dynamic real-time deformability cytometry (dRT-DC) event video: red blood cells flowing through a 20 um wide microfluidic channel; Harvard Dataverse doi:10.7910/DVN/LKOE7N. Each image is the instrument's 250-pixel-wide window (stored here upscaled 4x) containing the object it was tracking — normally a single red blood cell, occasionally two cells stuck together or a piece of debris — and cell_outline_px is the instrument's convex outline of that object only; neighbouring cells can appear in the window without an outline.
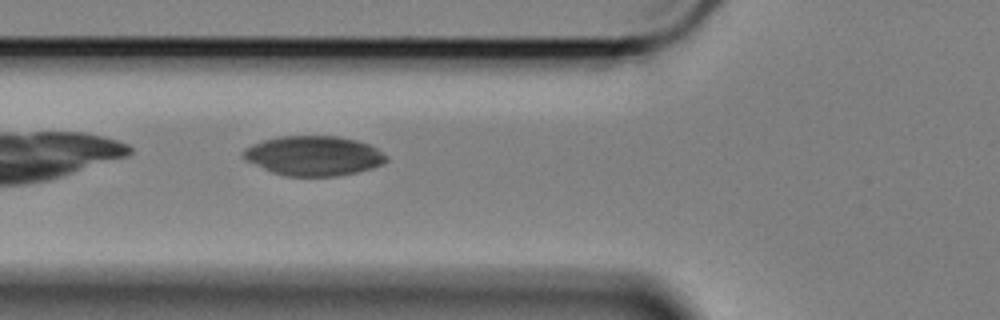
{"species": "Egyptian fruit bat (a non-hibernating species)", "species_latin": "Rousettus aegyptiacus", "temperature_condition": "cold", "stored_images_in_passage": 38, "camera_frame_rate_fps": 3000, "um_per_image_px": 0.085, "animal": {"sex": "female"}, "frame": {"image": 1, "passage_image": 5, "time_ms": 1.333, "image_size_px": [1000, 320], "cell_outline_px": [[388, 160], [372, 168], [356, 172], [336, 176], [284, 176], [272, 172], [244, 160], [240, 156], [240, 152], [244, 148], [252, 144], [264, 140], [280, 136], [340, 136], [356, 140], [368, 144], [376, 148], [388, 156]], "centroid_in_image_um": [26.61, 13.24], "position_along_channel_um": 99.2, "area_um2": 33.23}}
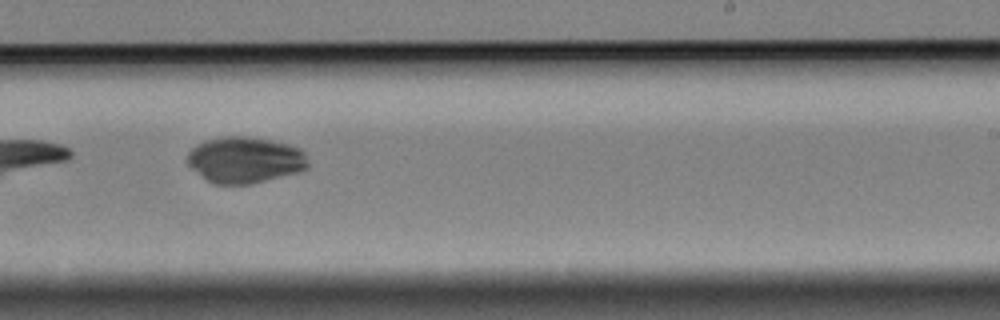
{"frame": {"image": 2, "passage_image": 20, "time_ms": 6.333, "image_size_px": [1000, 320], "cell_outline_px": [[308, 164], [304, 168], [296, 172], [248, 184], [212, 184], [192, 168], [188, 164], [188, 152], [196, 144], [204, 140], [220, 136], [248, 136], [272, 140], [288, 144], [300, 148], [304, 152], [308, 160]], "centroid_in_image_um": [20.79, 13.56], "position_along_channel_um": 268.2, "area_um2": 32.37}}
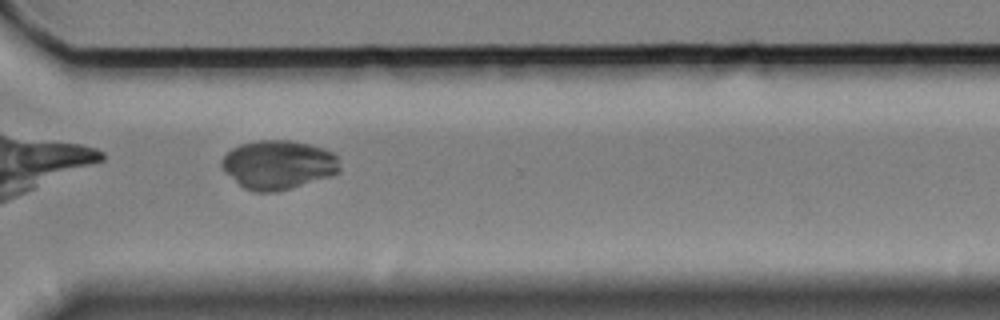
{"frame": {"image": 3, "passage_image": 27, "time_ms": 8.667, "image_size_px": [1000, 320], "cell_outline_px": [[340, 172], [332, 176], [276, 192], [256, 192], [244, 188], [224, 172], [220, 164], [220, 160], [232, 148], [240, 144], [256, 140], [288, 140], [312, 144], [324, 148], [332, 152], [336, 156], [340, 168]], "centroid_in_image_um": [23.64, 14.0], "position_along_channel_um": 347.0, "area_um2": 33.93}}